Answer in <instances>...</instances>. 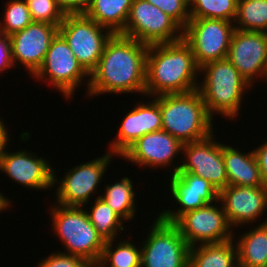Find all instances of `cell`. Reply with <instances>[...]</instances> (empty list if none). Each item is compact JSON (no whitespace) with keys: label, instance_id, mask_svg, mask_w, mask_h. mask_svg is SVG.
<instances>
[{"label":"cell","instance_id":"1","mask_svg":"<svg viewBox=\"0 0 267 267\" xmlns=\"http://www.w3.org/2000/svg\"><path fill=\"white\" fill-rule=\"evenodd\" d=\"M147 45L120 33L105 44L85 94L139 93L145 96Z\"/></svg>","mask_w":267,"mask_h":267},{"label":"cell","instance_id":"2","mask_svg":"<svg viewBox=\"0 0 267 267\" xmlns=\"http://www.w3.org/2000/svg\"><path fill=\"white\" fill-rule=\"evenodd\" d=\"M198 75L192 49L183 39L150 45L146 57L145 97L196 90Z\"/></svg>","mask_w":267,"mask_h":267},{"label":"cell","instance_id":"3","mask_svg":"<svg viewBox=\"0 0 267 267\" xmlns=\"http://www.w3.org/2000/svg\"><path fill=\"white\" fill-rule=\"evenodd\" d=\"M199 73L204 81L198 83L197 90L209 116L213 119L215 114H220L229 120L237 117L245 90L253 86L227 58L204 64Z\"/></svg>","mask_w":267,"mask_h":267},{"label":"cell","instance_id":"4","mask_svg":"<svg viewBox=\"0 0 267 267\" xmlns=\"http://www.w3.org/2000/svg\"><path fill=\"white\" fill-rule=\"evenodd\" d=\"M162 115V130L182 144L208 137L215 132L212 118L199 91L158 95ZM213 125V126H212Z\"/></svg>","mask_w":267,"mask_h":267},{"label":"cell","instance_id":"5","mask_svg":"<svg viewBox=\"0 0 267 267\" xmlns=\"http://www.w3.org/2000/svg\"><path fill=\"white\" fill-rule=\"evenodd\" d=\"M49 210L52 229L64 246V253L82 257L90 265H97L105 241L92 225L84 207L55 204Z\"/></svg>","mask_w":267,"mask_h":267},{"label":"cell","instance_id":"6","mask_svg":"<svg viewBox=\"0 0 267 267\" xmlns=\"http://www.w3.org/2000/svg\"><path fill=\"white\" fill-rule=\"evenodd\" d=\"M58 33L89 75L96 69L105 44L113 34L85 14L65 15Z\"/></svg>","mask_w":267,"mask_h":267},{"label":"cell","instance_id":"7","mask_svg":"<svg viewBox=\"0 0 267 267\" xmlns=\"http://www.w3.org/2000/svg\"><path fill=\"white\" fill-rule=\"evenodd\" d=\"M86 76L90 78L65 39L57 33L50 43L43 64L32 78L41 80V82L46 81L62 93L65 99H72L75 90L81 86L84 80L87 85L86 91L88 90L90 79Z\"/></svg>","mask_w":267,"mask_h":267},{"label":"cell","instance_id":"8","mask_svg":"<svg viewBox=\"0 0 267 267\" xmlns=\"http://www.w3.org/2000/svg\"><path fill=\"white\" fill-rule=\"evenodd\" d=\"M141 244V267H188L190 246L173 223L157 216Z\"/></svg>","mask_w":267,"mask_h":267},{"label":"cell","instance_id":"9","mask_svg":"<svg viewBox=\"0 0 267 267\" xmlns=\"http://www.w3.org/2000/svg\"><path fill=\"white\" fill-rule=\"evenodd\" d=\"M114 156L115 154L107 151L101 157L68 169L69 171L64 173L65 175L61 179L53 170V187L58 186L54 188L56 190V203L63 206L78 207L88 205L89 200L93 197L92 194L97 192V186L100 185Z\"/></svg>","mask_w":267,"mask_h":267},{"label":"cell","instance_id":"10","mask_svg":"<svg viewBox=\"0 0 267 267\" xmlns=\"http://www.w3.org/2000/svg\"><path fill=\"white\" fill-rule=\"evenodd\" d=\"M150 46L183 39V29L166 13L145 0H133L120 33Z\"/></svg>","mask_w":267,"mask_h":267},{"label":"cell","instance_id":"11","mask_svg":"<svg viewBox=\"0 0 267 267\" xmlns=\"http://www.w3.org/2000/svg\"><path fill=\"white\" fill-rule=\"evenodd\" d=\"M222 19L190 18L183 29V40L191 47L200 68L227 57L235 26Z\"/></svg>","mask_w":267,"mask_h":267},{"label":"cell","instance_id":"12","mask_svg":"<svg viewBox=\"0 0 267 267\" xmlns=\"http://www.w3.org/2000/svg\"><path fill=\"white\" fill-rule=\"evenodd\" d=\"M216 135L185 143L182 147V163L173 167V172L192 173L209 181L220 192L228 186V177L223 158V143L215 141Z\"/></svg>","mask_w":267,"mask_h":267},{"label":"cell","instance_id":"13","mask_svg":"<svg viewBox=\"0 0 267 267\" xmlns=\"http://www.w3.org/2000/svg\"><path fill=\"white\" fill-rule=\"evenodd\" d=\"M173 224L190 247L221 243L235 238L222 204L220 207L216 203L207 204L185 212Z\"/></svg>","mask_w":267,"mask_h":267},{"label":"cell","instance_id":"14","mask_svg":"<svg viewBox=\"0 0 267 267\" xmlns=\"http://www.w3.org/2000/svg\"><path fill=\"white\" fill-rule=\"evenodd\" d=\"M226 58L251 86L258 78L267 83V33L235 29Z\"/></svg>","mask_w":267,"mask_h":267},{"label":"cell","instance_id":"15","mask_svg":"<svg viewBox=\"0 0 267 267\" xmlns=\"http://www.w3.org/2000/svg\"><path fill=\"white\" fill-rule=\"evenodd\" d=\"M8 142L9 140L3 145L0 152V171L7 174L11 178L10 180L28 189L45 191L52 189L54 169H52L50 161L38 157L30 150H28L29 152L25 149L9 152Z\"/></svg>","mask_w":267,"mask_h":267},{"label":"cell","instance_id":"16","mask_svg":"<svg viewBox=\"0 0 267 267\" xmlns=\"http://www.w3.org/2000/svg\"><path fill=\"white\" fill-rule=\"evenodd\" d=\"M169 181L171 196L179 207L176 211L164 209L158 213V216L166 222L173 223L183 213L219 200V192L215 187L206 179L192 173L177 172L171 175Z\"/></svg>","mask_w":267,"mask_h":267},{"label":"cell","instance_id":"17","mask_svg":"<svg viewBox=\"0 0 267 267\" xmlns=\"http://www.w3.org/2000/svg\"><path fill=\"white\" fill-rule=\"evenodd\" d=\"M58 33V26L33 21L23 30L10 36L14 66L21 63L33 76L43 64L52 39Z\"/></svg>","mask_w":267,"mask_h":267},{"label":"cell","instance_id":"18","mask_svg":"<svg viewBox=\"0 0 267 267\" xmlns=\"http://www.w3.org/2000/svg\"><path fill=\"white\" fill-rule=\"evenodd\" d=\"M216 203L223 205L232 228L253 224L266 213L267 187L228 185L219 192V200Z\"/></svg>","mask_w":267,"mask_h":267},{"label":"cell","instance_id":"19","mask_svg":"<svg viewBox=\"0 0 267 267\" xmlns=\"http://www.w3.org/2000/svg\"><path fill=\"white\" fill-rule=\"evenodd\" d=\"M182 147L179 140L161 129L140 137L120 157L142 168L171 167L177 154H182Z\"/></svg>","mask_w":267,"mask_h":267},{"label":"cell","instance_id":"20","mask_svg":"<svg viewBox=\"0 0 267 267\" xmlns=\"http://www.w3.org/2000/svg\"><path fill=\"white\" fill-rule=\"evenodd\" d=\"M148 103H137L122 119L116 139L110 142L109 152L121 156L133 143L145 134L162 129V115L158 96Z\"/></svg>","mask_w":267,"mask_h":267},{"label":"cell","instance_id":"21","mask_svg":"<svg viewBox=\"0 0 267 267\" xmlns=\"http://www.w3.org/2000/svg\"><path fill=\"white\" fill-rule=\"evenodd\" d=\"M223 158L225 162L228 185L232 186H264L259 163L254 150L242 153L237 148L223 144Z\"/></svg>","mask_w":267,"mask_h":267},{"label":"cell","instance_id":"22","mask_svg":"<svg viewBox=\"0 0 267 267\" xmlns=\"http://www.w3.org/2000/svg\"><path fill=\"white\" fill-rule=\"evenodd\" d=\"M188 267H239L234 238L190 247Z\"/></svg>","mask_w":267,"mask_h":267},{"label":"cell","instance_id":"23","mask_svg":"<svg viewBox=\"0 0 267 267\" xmlns=\"http://www.w3.org/2000/svg\"><path fill=\"white\" fill-rule=\"evenodd\" d=\"M237 240L239 267H262L267 265V218Z\"/></svg>","mask_w":267,"mask_h":267},{"label":"cell","instance_id":"24","mask_svg":"<svg viewBox=\"0 0 267 267\" xmlns=\"http://www.w3.org/2000/svg\"><path fill=\"white\" fill-rule=\"evenodd\" d=\"M133 0H93L85 15L113 34L121 33L127 22Z\"/></svg>","mask_w":267,"mask_h":267},{"label":"cell","instance_id":"25","mask_svg":"<svg viewBox=\"0 0 267 267\" xmlns=\"http://www.w3.org/2000/svg\"><path fill=\"white\" fill-rule=\"evenodd\" d=\"M133 187L132 179L123 177L114 184H107L104 194L100 196L125 222L134 219L137 211Z\"/></svg>","mask_w":267,"mask_h":267},{"label":"cell","instance_id":"26","mask_svg":"<svg viewBox=\"0 0 267 267\" xmlns=\"http://www.w3.org/2000/svg\"><path fill=\"white\" fill-rule=\"evenodd\" d=\"M93 202L94 205L89 208L90 210H86L89 220L105 242L115 240L117 235L124 231L125 221L106 204L100 195Z\"/></svg>","mask_w":267,"mask_h":267},{"label":"cell","instance_id":"27","mask_svg":"<svg viewBox=\"0 0 267 267\" xmlns=\"http://www.w3.org/2000/svg\"><path fill=\"white\" fill-rule=\"evenodd\" d=\"M130 241L124 239L118 244H115L116 239L106 241L98 265L100 267H141V248L136 247L132 240Z\"/></svg>","mask_w":267,"mask_h":267},{"label":"cell","instance_id":"28","mask_svg":"<svg viewBox=\"0 0 267 267\" xmlns=\"http://www.w3.org/2000/svg\"><path fill=\"white\" fill-rule=\"evenodd\" d=\"M233 24L238 30L267 33V0H238Z\"/></svg>","mask_w":267,"mask_h":267},{"label":"cell","instance_id":"29","mask_svg":"<svg viewBox=\"0 0 267 267\" xmlns=\"http://www.w3.org/2000/svg\"><path fill=\"white\" fill-rule=\"evenodd\" d=\"M238 0H189L190 18L222 19L234 22Z\"/></svg>","mask_w":267,"mask_h":267},{"label":"cell","instance_id":"30","mask_svg":"<svg viewBox=\"0 0 267 267\" xmlns=\"http://www.w3.org/2000/svg\"><path fill=\"white\" fill-rule=\"evenodd\" d=\"M5 6L4 19L0 21V34L11 36L33 22L25 0H7Z\"/></svg>","mask_w":267,"mask_h":267},{"label":"cell","instance_id":"31","mask_svg":"<svg viewBox=\"0 0 267 267\" xmlns=\"http://www.w3.org/2000/svg\"><path fill=\"white\" fill-rule=\"evenodd\" d=\"M33 21L59 25L64 21L65 14L57 5L56 0H25Z\"/></svg>","mask_w":267,"mask_h":267},{"label":"cell","instance_id":"32","mask_svg":"<svg viewBox=\"0 0 267 267\" xmlns=\"http://www.w3.org/2000/svg\"><path fill=\"white\" fill-rule=\"evenodd\" d=\"M171 17L182 29L190 20L189 0H145Z\"/></svg>","mask_w":267,"mask_h":267},{"label":"cell","instance_id":"33","mask_svg":"<svg viewBox=\"0 0 267 267\" xmlns=\"http://www.w3.org/2000/svg\"><path fill=\"white\" fill-rule=\"evenodd\" d=\"M90 264L82 257L64 253L51 252V255L41 260L36 267H89Z\"/></svg>","mask_w":267,"mask_h":267},{"label":"cell","instance_id":"34","mask_svg":"<svg viewBox=\"0 0 267 267\" xmlns=\"http://www.w3.org/2000/svg\"><path fill=\"white\" fill-rule=\"evenodd\" d=\"M93 0H56L65 15L85 14Z\"/></svg>","mask_w":267,"mask_h":267},{"label":"cell","instance_id":"35","mask_svg":"<svg viewBox=\"0 0 267 267\" xmlns=\"http://www.w3.org/2000/svg\"><path fill=\"white\" fill-rule=\"evenodd\" d=\"M10 68H15L12 59L10 36L0 34V73L4 72V70L9 71L8 69Z\"/></svg>","mask_w":267,"mask_h":267},{"label":"cell","instance_id":"36","mask_svg":"<svg viewBox=\"0 0 267 267\" xmlns=\"http://www.w3.org/2000/svg\"><path fill=\"white\" fill-rule=\"evenodd\" d=\"M254 153L259 163L260 176L263 185L267 187V141L258 148H254Z\"/></svg>","mask_w":267,"mask_h":267},{"label":"cell","instance_id":"37","mask_svg":"<svg viewBox=\"0 0 267 267\" xmlns=\"http://www.w3.org/2000/svg\"><path fill=\"white\" fill-rule=\"evenodd\" d=\"M2 118H0V152H1V149L3 147V145L8 141L10 140V135L8 134V129L7 127L5 126V121L1 120Z\"/></svg>","mask_w":267,"mask_h":267},{"label":"cell","instance_id":"38","mask_svg":"<svg viewBox=\"0 0 267 267\" xmlns=\"http://www.w3.org/2000/svg\"><path fill=\"white\" fill-rule=\"evenodd\" d=\"M11 202L12 201L9 200L8 196L6 197L0 192V213L1 211L7 210L11 205Z\"/></svg>","mask_w":267,"mask_h":267},{"label":"cell","instance_id":"39","mask_svg":"<svg viewBox=\"0 0 267 267\" xmlns=\"http://www.w3.org/2000/svg\"><path fill=\"white\" fill-rule=\"evenodd\" d=\"M89 267H100V266L97 264V265H90Z\"/></svg>","mask_w":267,"mask_h":267}]
</instances>
